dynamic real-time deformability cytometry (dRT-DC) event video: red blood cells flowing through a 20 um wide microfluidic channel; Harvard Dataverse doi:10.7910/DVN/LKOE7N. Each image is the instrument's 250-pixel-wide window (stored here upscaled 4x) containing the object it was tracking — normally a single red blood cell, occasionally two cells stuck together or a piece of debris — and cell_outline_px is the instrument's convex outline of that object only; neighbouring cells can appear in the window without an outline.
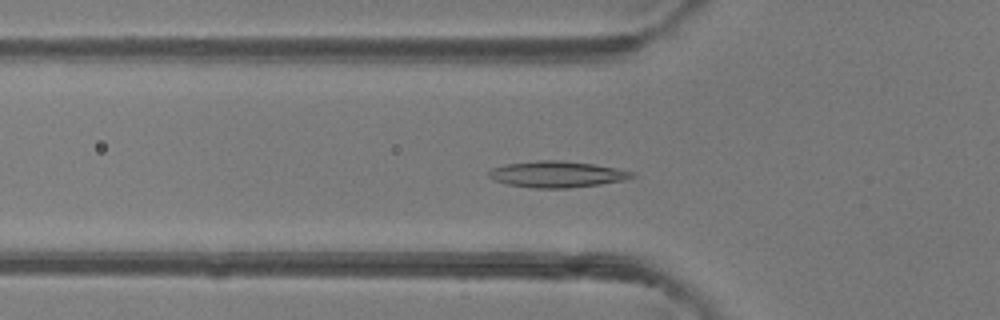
{"species": "common noctule bat (a hibernating species)", "species_latin": "Nyctalus noctula", "temperature_condition": "room temperature", "stored_images_in_passage": 48, "camera_frame_rate_fps": 3000, "um_per_image_px": 0.085, "animal": {"sex": "female"}, "frame": {"image": 1, "passage_image": 16, "time_ms": 5.0, "image_size_px": [1000, 320], "cell_outline_px": [[636, 176], [624, 180], [600, 184], [568, 188], [536, 188], [508, 184], [496, 180], [488, 176], [488, 172], [492, 168], [508, 164], [536, 160], [560, 160], [592, 164], [616, 168], [636, 172]], "centroid_in_image_um": [47.38, 14.81], "position_along_channel_um": 78.4, "area_um2": 21.73}}
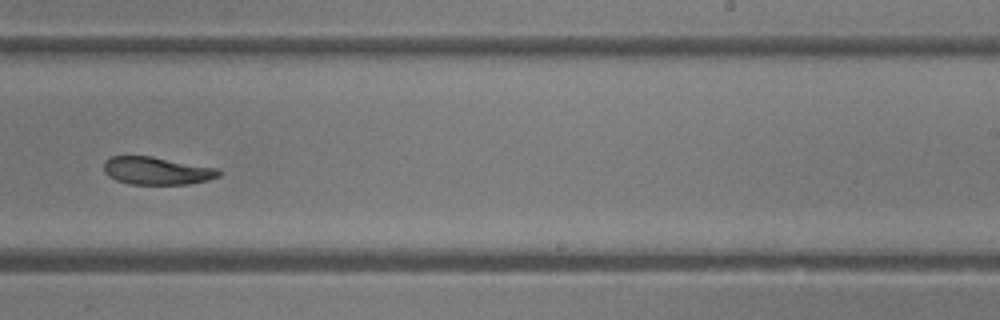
{"frame": {"image": 2, "passage_image": 30, "time_ms": 9.667, "image_size_px": [1000, 320], "cell_outline_px": [[220, 176], [208, 180], [188, 184], [132, 184], [116, 180], [108, 176], [104, 172], [104, 160], [112, 156], [152, 156], [220, 168]], "centroid_in_image_um": [13.35, 14.51], "position_along_channel_um": 275.7, "area_um2": 18.73}}
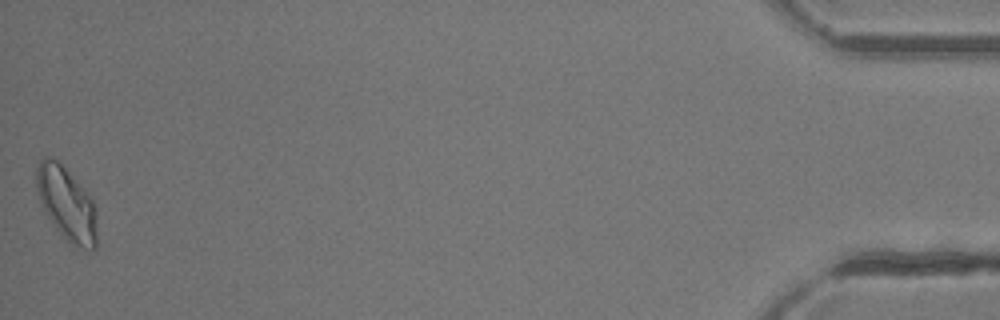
{"frame": {"image": 3, "passage_image": 48, "time_ms": 15.667, "image_size_px": [1000, 320], "cell_outline_px": [[96, 248], [88, 252], [72, 244], [60, 232], [44, 212], [36, 188], [36, 168], [40, 160], [44, 156], [48, 156], [56, 160], [64, 168], [92, 200], [96, 208]], "centroid_in_image_um": [5.65, 17.35], "position_along_channel_um": 429.5, "area_um2": 25.43}, "authors_computed_cell_mechanics": {"area_um2": 20.8947, "velocity_mm_per_s": 4.2181, "shape_relaxation_time_tau1_ms": null, "shape_relaxation_time_tau2_ms": 7.4297, "deformation_change_tau1": null, "deformation_change_tau2": 0.1485}}